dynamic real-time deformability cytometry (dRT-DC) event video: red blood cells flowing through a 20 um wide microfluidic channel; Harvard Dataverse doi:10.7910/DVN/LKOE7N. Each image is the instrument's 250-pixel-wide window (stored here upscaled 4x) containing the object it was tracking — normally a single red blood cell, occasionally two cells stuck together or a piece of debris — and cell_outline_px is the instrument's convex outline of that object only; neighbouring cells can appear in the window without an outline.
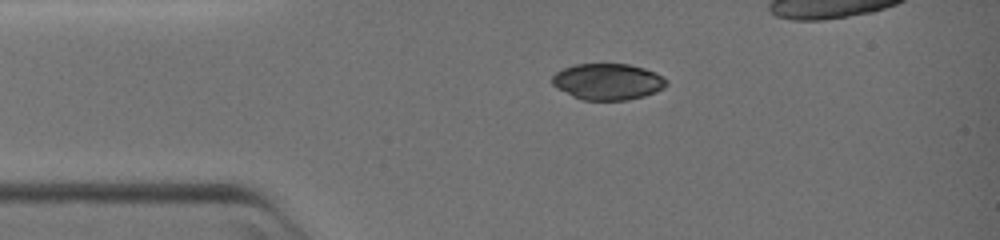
{"species": "common noctule bat (a hibernating species)", "species_latin": "Nyctalus noctula", "temperature_condition": "warm", "stored_images_in_passage": 43, "camera_frame_rate_fps": 3000, "um_per_image_px": 0.085, "animal": {"sex": "female", "body_mass_g": 19.0, "forearm_length_mm": 51.5}, "frame": {"image": 1, "passage_image": 1, "time_ms": 0.0, "image_size_px": [1000, 240], "cell_outline_px": [[668, 84], [664, 88], [656, 92], [644, 96], [628, 100], [584, 100], [572, 96], [556, 88], [552, 84], [552, 76], [556, 72], [564, 68], [576, 64], [628, 64], [644, 68], [656, 72], [668, 80]], "centroid_in_image_um": [51.68, 6.94], "position_along_channel_um": 33.3, "area_um2": 24.33}}
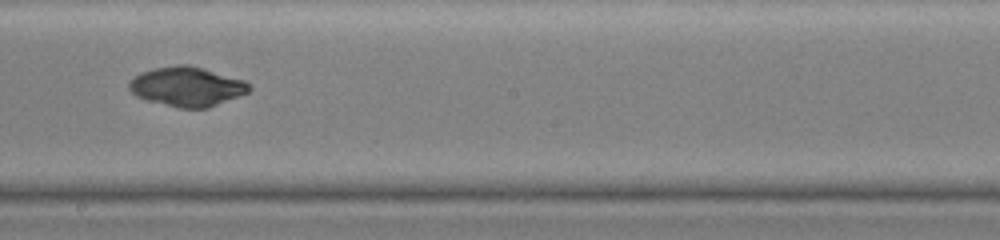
{"frame": {"image": 2, "passage_image": 22, "time_ms": 7.0, "image_size_px": [1000, 240], "cell_outline_px": [[252, 88], [248, 92], [240, 96], [208, 108], [180, 108], [148, 100], [136, 96], [128, 88], [128, 84], [140, 72], [156, 68], [176, 64], [192, 64], [244, 80]], "centroid_in_image_um": [15.92, 7.35], "position_along_channel_um": 232.3, "area_um2": 27.63}}
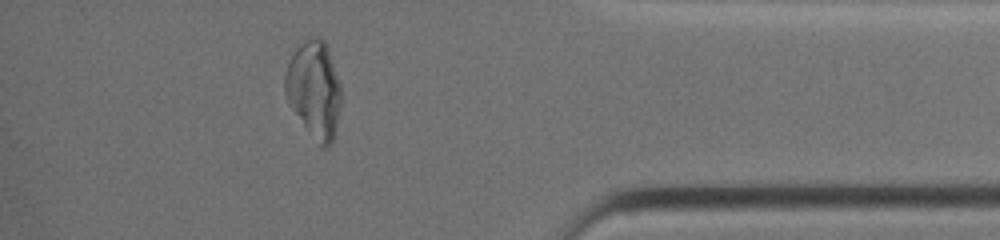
{"frame": {"image": 3, "passage_image": 40, "time_ms": 13.0, "image_size_px": [1000, 240], "cell_outline_px": [[340, 104], [336, 124], [332, 140], [328, 148], [324, 148], [308, 132], [288, 104], [284, 92], [284, 76], [288, 64], [296, 48], [300, 44], [316, 36], [324, 40], [328, 48], [340, 84]], "centroid_in_image_um": [26.68, 7.6], "position_along_channel_um": 408.5, "area_um2": 31.21}}